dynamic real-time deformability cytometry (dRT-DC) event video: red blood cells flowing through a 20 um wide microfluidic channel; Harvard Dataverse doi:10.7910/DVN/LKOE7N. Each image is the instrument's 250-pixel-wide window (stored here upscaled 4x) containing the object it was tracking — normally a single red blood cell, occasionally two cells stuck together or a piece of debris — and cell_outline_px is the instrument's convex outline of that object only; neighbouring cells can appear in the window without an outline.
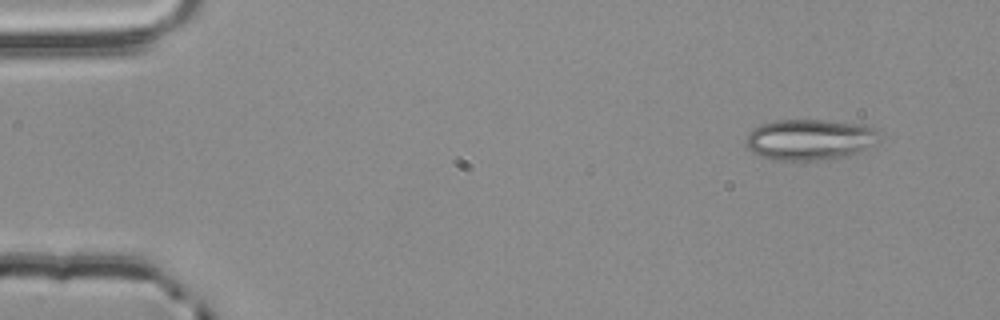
{"species": "common noctule bat (a hibernating species)", "species_latin": "Nyctalus noctula", "temperature_condition": "room temperature", "stored_images_in_passage": 3, "camera_frame_rate_fps": 3000, "um_per_image_px": 0.085, "animal": {"sex": "male", "body_mass_g": 20.4}, "frame": {"image": 1, "passage_image": 3, "time_ms": 0.667, "image_size_px": [1000, 320], "cell_outline_px": [[880, 140], [876, 144], [848, 156], [828, 160], [772, 160], [760, 156], [752, 152], [748, 148], [744, 140], [748, 132], [752, 128], [760, 124], [776, 120], [824, 120], [864, 124], [876, 128]], "centroid_in_image_um": [68.83, 11.86], "position_along_channel_um": 16.2, "area_um2": 32.37}}